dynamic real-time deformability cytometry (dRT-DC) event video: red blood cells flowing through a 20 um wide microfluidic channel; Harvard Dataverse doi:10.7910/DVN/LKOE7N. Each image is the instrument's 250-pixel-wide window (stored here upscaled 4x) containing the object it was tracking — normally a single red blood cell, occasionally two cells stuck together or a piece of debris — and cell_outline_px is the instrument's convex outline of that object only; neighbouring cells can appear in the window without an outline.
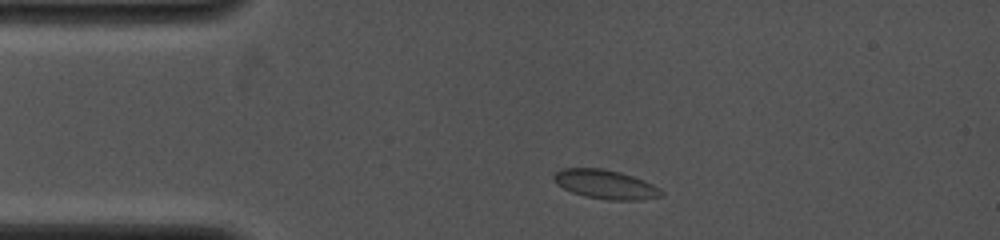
{"species": "common noctule bat (a hibernating species)", "species_latin": "Nyctalus noctula", "temperature_condition": "cold", "stored_images_in_passage": 7, "camera_frame_rate_fps": 4000, "um_per_image_px": 0.085, "animal": {"sex": "female", "body_mass_g": 19.0, "forearm_length_mm": 53.3}, "frame": {"image": 1, "passage_image": 2, "time_ms": 1.0, "image_size_px": [1000, 240], "cell_outline_px": [[664, 196], [640, 200], [608, 200], [584, 196], [572, 192], [556, 184], [552, 176], [556, 172], [564, 168], [600, 168], [620, 172], [644, 180], [660, 188], [664, 192]], "centroid_in_image_um": [51.49, 15.68], "position_along_channel_um": 33.5, "area_um2": 18.26}}
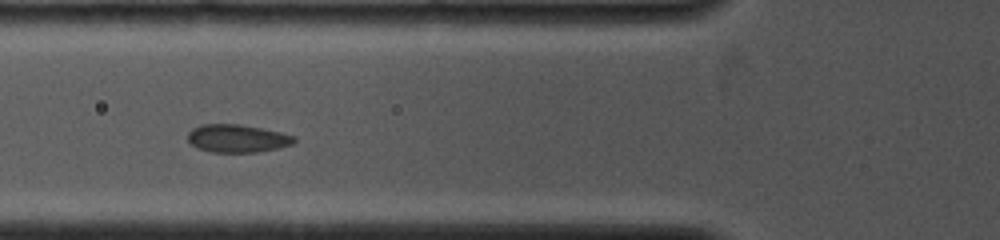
{"frame": {"image": 2, "passage_image": 5, "time_ms": 3.5, "image_size_px": [1000, 240], "cell_outline_px": [[296, 140], [292, 144], [276, 148], [256, 152], [208, 152], [192, 144], [188, 140], [188, 132], [192, 128], [200, 124], [240, 124], [280, 132], [296, 136]], "centroid_in_image_um": [20.15, 11.76], "position_along_channel_um": 105.6, "area_um2": 17.22}}
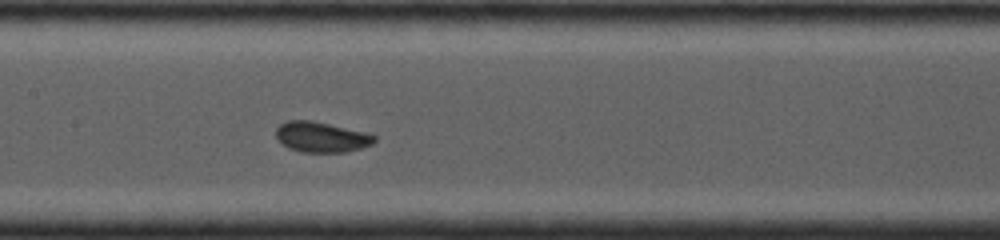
{"frame": {"image": 3, "passage_image": 7, "time_ms": 5.25, "image_size_px": [1000, 240], "cell_outline_px": [[376, 140], [372, 144], [360, 148], [344, 152], [300, 152], [288, 148], [276, 136], [276, 128], [280, 124], [288, 120], [312, 120], [364, 132], [376, 136]], "centroid_in_image_um": [27.3, 11.64], "position_along_channel_um": 180.1, "area_um2": 17.28}}